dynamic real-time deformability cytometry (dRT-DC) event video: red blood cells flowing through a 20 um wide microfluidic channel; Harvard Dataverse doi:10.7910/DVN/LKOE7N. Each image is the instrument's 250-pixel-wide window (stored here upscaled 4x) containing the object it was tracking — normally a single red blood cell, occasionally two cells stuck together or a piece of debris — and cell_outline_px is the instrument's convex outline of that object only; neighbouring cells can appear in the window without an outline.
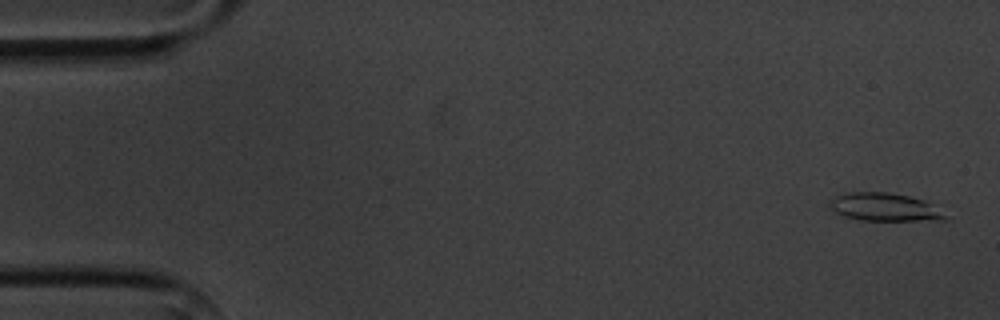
{"species": "common noctule bat (a hibernating species)", "species_latin": "Nyctalus noctula", "temperature_condition": "cold", "stored_images_in_passage": 5, "camera_frame_rate_fps": 3000, "um_per_image_px": 0.085, "animal": {"sex": "male", "body_mass_g": 20.1, "forearm_length_mm": 53.5}, "frame": {"image": 1, "passage_image": 1, "time_ms": 0.0, "image_size_px": [1000, 320], "cell_outline_px": [[948, 216], [944, 220], [860, 220], [844, 216], [836, 212], [828, 204], [828, 200], [836, 196], [848, 192], [888, 192], [908, 196], [924, 200]], "centroid_in_image_um": [75.15, 17.6], "position_along_channel_um": 9.9, "area_um2": 18.67}}